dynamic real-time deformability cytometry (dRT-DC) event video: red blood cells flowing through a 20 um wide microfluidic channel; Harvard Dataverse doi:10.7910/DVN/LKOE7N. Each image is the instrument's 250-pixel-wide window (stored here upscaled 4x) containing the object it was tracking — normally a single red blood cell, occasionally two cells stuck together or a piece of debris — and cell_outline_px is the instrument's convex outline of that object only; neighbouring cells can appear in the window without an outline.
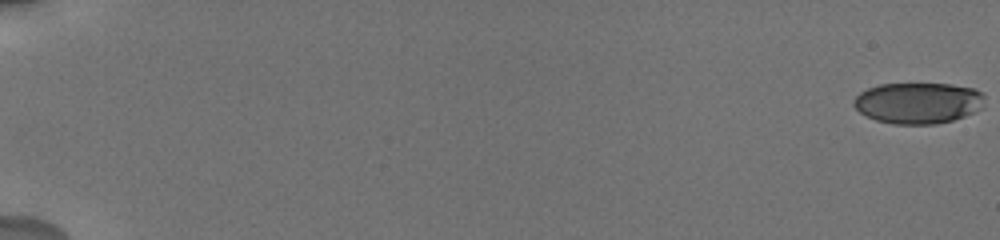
{"species": "human", "species_latin": "Homo sapiens", "temperature_condition": "cold", "stored_images_in_passage": 19, "camera_frame_rate_fps": 3000, "um_per_image_px": 0.085, "donor": {"sex": "male"}, "frame": {"image": 1, "passage_image": 1, "time_ms": 0.0, "image_size_px": [1000, 240], "cell_outline_px": [[984, 108], [964, 116], [952, 120], [936, 124], [892, 124], [876, 120], [860, 112], [852, 104], [852, 100], [860, 92], [868, 88], [880, 84], [948, 84], [972, 88], [980, 92], [984, 96]], "centroid_in_image_um": [78.04, 8.75], "position_along_channel_um": 7.0, "area_um2": 31.39}}
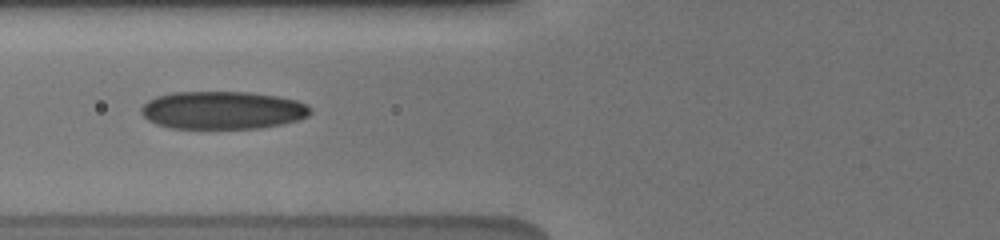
{"frame": {"image": 2, "passage_image": 13, "time_ms": 8.333, "image_size_px": [1000, 240], "cell_outline_px": [[312, 112], [308, 116], [296, 120], [280, 124], [260, 128], [172, 128], [156, 124], [148, 120], [140, 112], [140, 108], [148, 100], [156, 96], [172, 92], [248, 92], [276, 96], [296, 100], [308, 104], [312, 108]], "centroid_in_image_um": [18.91, 9.36], "position_along_channel_um": 106.9, "area_um2": 37.4}}
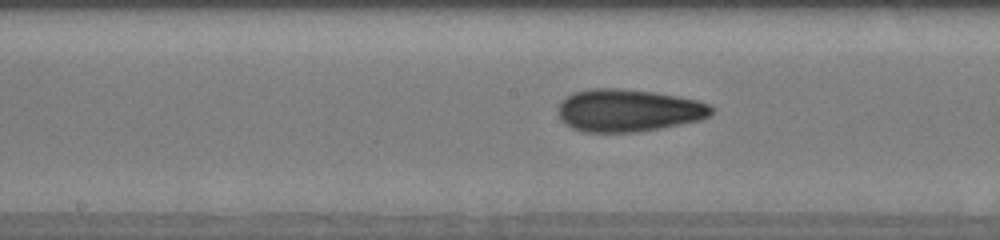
{"frame": {"image": 3, "passage_image": 17, "time_ms": 10.667, "image_size_px": [1000, 240], "cell_outline_px": [[716, 108], [708, 116], [700, 120], [636, 132], [584, 132], [572, 128], [560, 120], [556, 108], [560, 100], [572, 92], [588, 88], [620, 88], [652, 92], [700, 100], [712, 104]], "centroid_in_image_um": [53.37, 9.37], "position_along_channel_um": 194.8, "area_um2": 38.38}}